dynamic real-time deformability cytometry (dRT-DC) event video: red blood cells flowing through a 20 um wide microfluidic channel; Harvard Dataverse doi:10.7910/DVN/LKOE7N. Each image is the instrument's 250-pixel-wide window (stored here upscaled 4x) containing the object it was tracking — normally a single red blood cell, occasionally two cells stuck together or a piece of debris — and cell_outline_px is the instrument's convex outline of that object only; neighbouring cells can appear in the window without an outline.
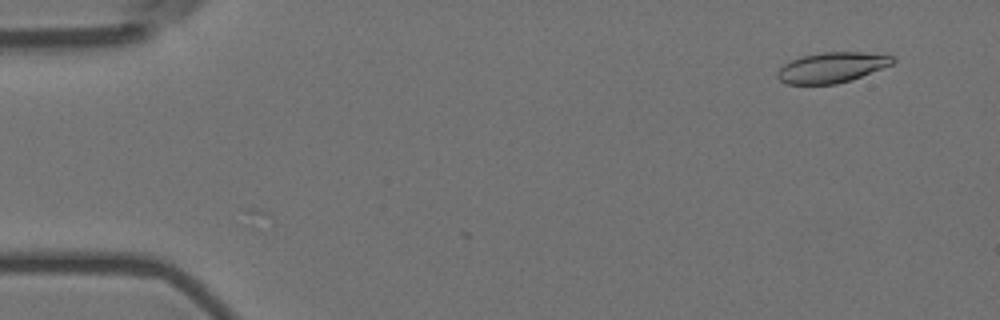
{"species": "Egyptian fruit bat (a non-hibernating species)", "species_latin": "Rousettus aegyptiacus", "temperature_condition": "room temperature", "stored_images_in_passage": 10, "camera_frame_rate_fps": 3000, "um_per_image_px": 0.085, "animal": {"sex": "female"}, "frame": {"image": 1, "passage_image": 2, "time_ms": 0.333, "image_size_px": [1000, 320], "cell_outline_px": [[896, 60], [892, 64], [852, 80], [836, 84], [788, 84], [780, 80], [776, 76], [776, 72], [784, 64], [792, 60], [804, 56], [824, 52], [860, 52], [892, 56]], "centroid_in_image_um": [70.69, 5.74], "position_along_channel_um": 14.3, "area_um2": 20.17}}
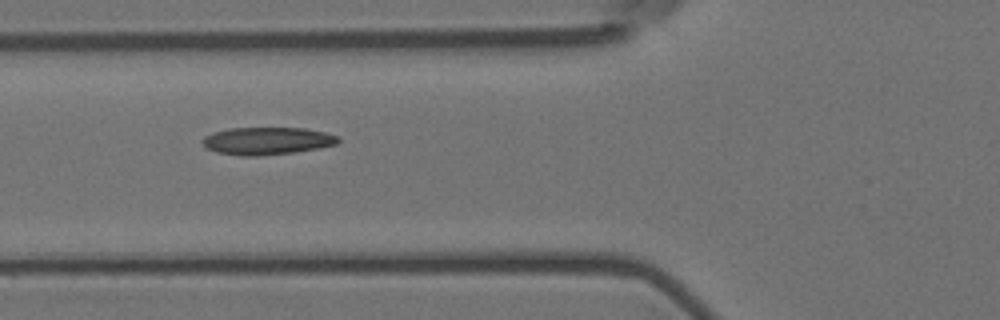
{"frame": {"image": 2, "passage_image": 7, "time_ms": 2.0, "image_size_px": [1000, 320], "cell_outline_px": [[340, 140], [336, 144], [320, 148], [292, 152], [260, 156], [240, 156], [216, 152], [208, 148], [200, 140], [204, 136], [212, 132], [228, 128], [304, 128], [324, 132], [336, 136]], "centroid_in_image_um": [22.66, 11.97], "position_along_channel_um": 103.1, "area_um2": 21.73}}
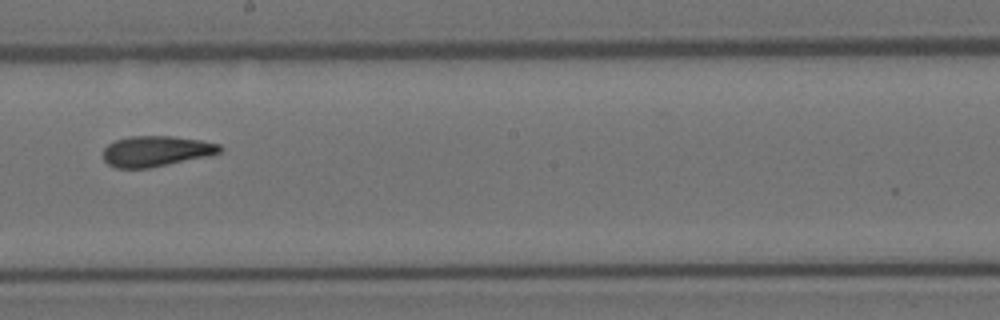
{"frame": {"image": 3, "passage_image": 10, "time_ms": 3.0, "image_size_px": [1000, 320], "cell_outline_px": [[224, 148], [220, 152], [212, 156], [148, 168], [116, 168], [108, 164], [104, 160], [104, 148], [108, 144], [116, 140], [132, 136], [172, 136], [200, 140], [220, 144]], "centroid_in_image_um": [13.32, 12.85], "position_along_channel_um": 234.9, "area_um2": 20.92}}